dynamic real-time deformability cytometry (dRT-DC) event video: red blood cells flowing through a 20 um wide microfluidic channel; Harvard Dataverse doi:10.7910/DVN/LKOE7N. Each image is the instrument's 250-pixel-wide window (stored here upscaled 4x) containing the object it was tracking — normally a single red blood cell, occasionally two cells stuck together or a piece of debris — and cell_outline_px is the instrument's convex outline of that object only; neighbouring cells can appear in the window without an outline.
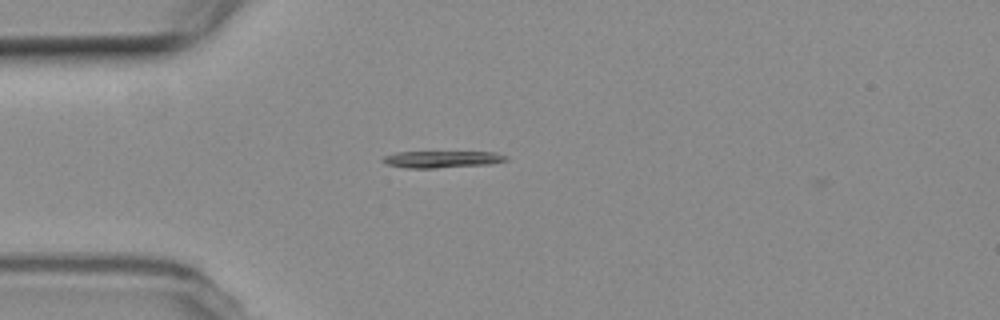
{"species": "common noctule bat (a hibernating species)", "species_latin": "Nyctalus noctula", "temperature_condition": "room temperature", "stored_images_in_passage": 2, "camera_frame_rate_fps": 3000, "um_per_image_px": 0.085, "animal": {"sex": "female", "body_mass_g": 19.3, "forearm_length_mm": 54.1}, "frame": {"image": 1, "passage_image": 1, "time_ms": 0.0, "image_size_px": [1000, 320], "cell_outline_px": [[508, 160], [492, 164], [436, 168], [404, 168], [384, 164], [380, 160], [384, 156], [396, 152], [496, 152], [508, 156]], "centroid_in_image_um": [37.55, 13.54], "position_along_channel_um": 47.4, "area_um2": 12.31}}